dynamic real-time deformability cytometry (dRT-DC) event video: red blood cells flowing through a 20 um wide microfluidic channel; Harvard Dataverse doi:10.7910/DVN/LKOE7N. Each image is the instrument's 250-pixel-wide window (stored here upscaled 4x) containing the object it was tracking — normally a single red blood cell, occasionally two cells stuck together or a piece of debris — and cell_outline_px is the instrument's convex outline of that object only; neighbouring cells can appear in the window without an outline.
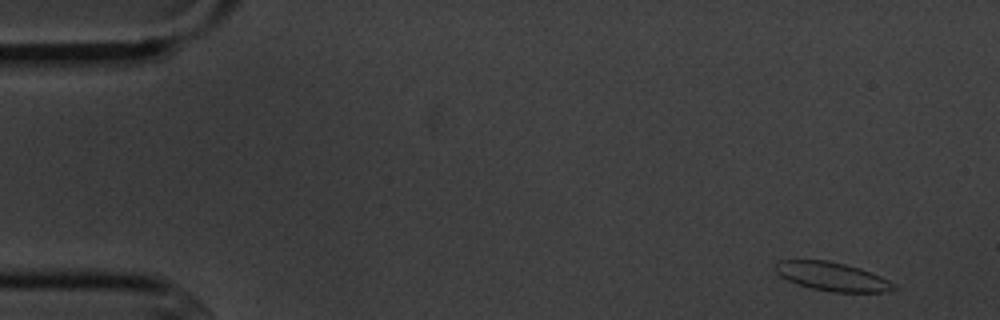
{"species": "common noctule bat (a hibernating species)", "species_latin": "Nyctalus noctula", "temperature_condition": "cold", "stored_images_in_passage": 14, "camera_frame_rate_fps": 3000, "um_per_image_px": 0.085, "animal": {"sex": "male", "body_mass_g": 20.1, "forearm_length_mm": 53.5}, "frame": {"image": 1, "passage_image": 1, "time_ms": 0.0, "image_size_px": [1000, 320], "cell_outline_px": [[896, 288], [884, 292], [832, 292], [812, 288], [796, 284], [780, 276], [776, 272], [776, 264], [780, 260], [828, 260], [860, 268], [880, 276], [896, 284]], "centroid_in_image_um": [70.74, 23.51], "position_along_channel_um": 14.3, "area_um2": 19.65}}
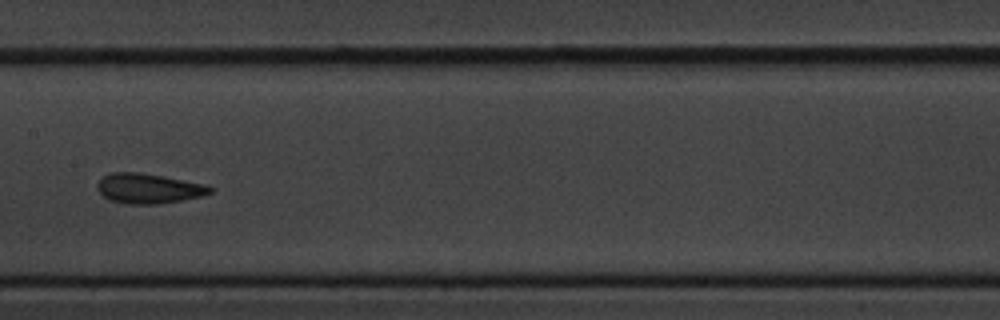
{"frame": {"image": 2, "passage_image": 7, "time_ms": 8.0, "image_size_px": [1000, 320], "cell_outline_px": [[212, 192], [200, 196], [160, 204], [128, 204], [108, 200], [96, 188], [96, 184], [104, 176], [112, 172], [140, 172], [164, 176], [204, 184], [212, 188]], "centroid_in_image_um": [12.58, 16.02], "position_along_channel_um": 194.8, "area_um2": 19.59}}
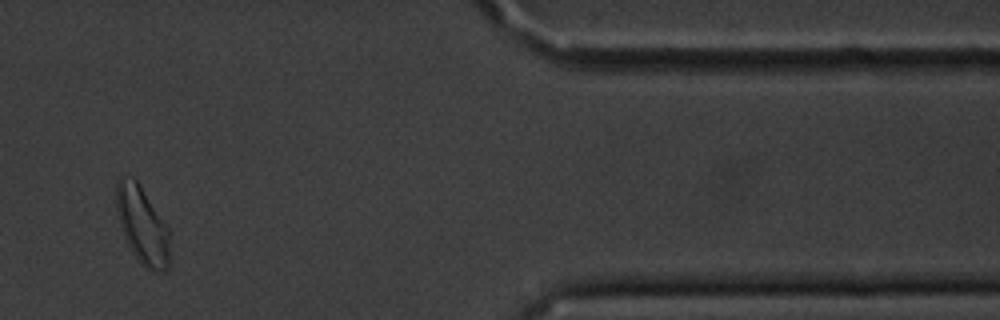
{"frame": {"image": 3, "passage_image": 12, "time_ms": 14.667, "image_size_px": [1000, 320], "cell_outline_px": [[168, 268], [164, 272], [152, 272], [132, 252], [124, 236], [120, 224], [116, 208], [116, 180], [124, 172], [132, 176], [136, 180], [168, 228]], "centroid_in_image_um": [12.05, 19.09], "position_along_channel_um": 399.3, "area_um2": 23.7}, "authors_computed_cell_mechanics": {"area_um2": 19.6231, "velocity_mm_per_s": 3.6179, "shape_relaxation_time_tau1_ms": 4.2374, "shape_relaxation_time_tau2_ms": 1.5481, "deformation_change_tau1": 0.0968, "deformation_change_tau2": 0.054}}